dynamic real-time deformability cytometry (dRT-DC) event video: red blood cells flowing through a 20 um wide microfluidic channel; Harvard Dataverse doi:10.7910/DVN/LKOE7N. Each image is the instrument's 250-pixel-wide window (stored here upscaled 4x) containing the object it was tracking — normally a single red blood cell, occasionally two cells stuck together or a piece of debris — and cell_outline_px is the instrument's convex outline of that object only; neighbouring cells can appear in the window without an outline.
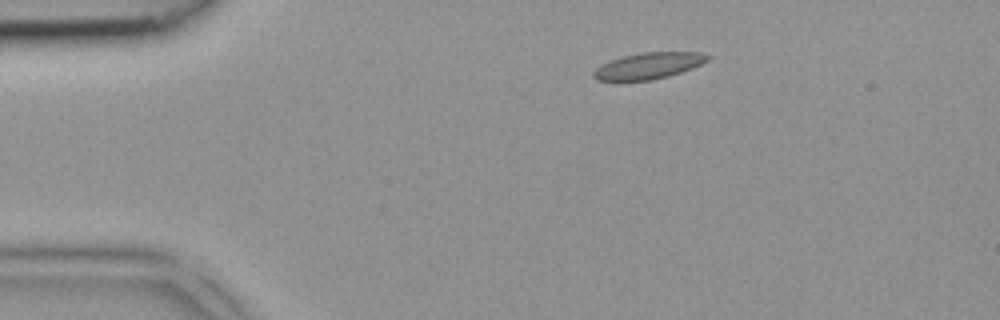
{"species": "common noctule bat (a hibernating species)", "species_latin": "Nyctalus noctula", "temperature_condition": "room temperature", "stored_images_in_passage": 2, "camera_frame_rate_fps": 3000, "um_per_image_px": 0.085, "animal": {"sex": "female", "body_mass_g": 18.4}, "frame": {"image": 1, "passage_image": 1, "time_ms": 0.0, "image_size_px": [1000, 320], "cell_outline_px": [[712, 56], [708, 60], [692, 68], [668, 76], [652, 80], [596, 80], [592, 76], [592, 72], [596, 68], [612, 60], [624, 56], [644, 52], [700, 52]], "centroid_in_image_um": [55.15, 5.59], "position_along_channel_um": 29.9, "area_um2": 17.22}}